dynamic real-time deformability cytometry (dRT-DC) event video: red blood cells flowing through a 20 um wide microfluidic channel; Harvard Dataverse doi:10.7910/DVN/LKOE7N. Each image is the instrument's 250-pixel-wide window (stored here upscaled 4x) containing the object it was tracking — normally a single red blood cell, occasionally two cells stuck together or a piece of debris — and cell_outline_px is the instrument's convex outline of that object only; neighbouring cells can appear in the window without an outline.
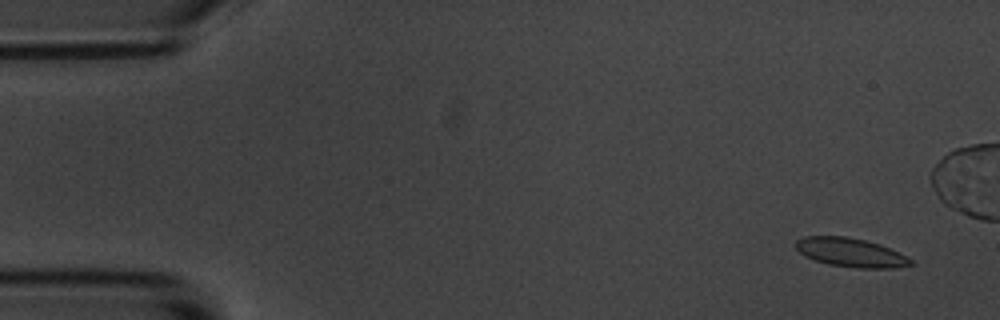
{"species": "common noctule bat (a hibernating species)", "species_latin": "Nyctalus noctula", "temperature_condition": "room temperature", "stored_images_in_passage": 10, "camera_frame_rate_fps": 3000, "um_per_image_px": 0.085, "animal": {"sex": "male", "body_mass_g": 20.1, "forearm_length_mm": 53.5}, "frame": {"image": 1, "passage_image": 1, "time_ms": 0.0, "image_size_px": [1000, 320], "cell_outline_px": [[916, 264], [892, 268], [860, 268], [828, 264], [804, 256], [796, 248], [796, 240], [804, 236], [844, 236], [864, 240], [880, 244], [912, 260]], "centroid_in_image_um": [72.29, 21.46], "position_along_channel_um": 12.7, "area_um2": 19.07}}
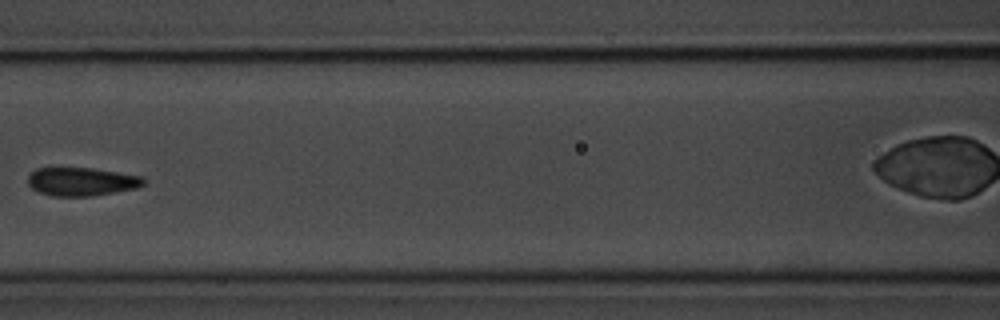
{"frame": {"image": 2, "passage_image": 7, "time_ms": 7.333, "image_size_px": [1000, 320], "cell_outline_px": [[144, 184], [136, 188], [92, 196], [52, 196], [40, 192], [32, 188], [28, 184], [28, 176], [36, 168], [92, 168], [140, 176], [144, 180]], "centroid_in_image_um": [6.9, 15.44], "position_along_channel_um": 159.7, "area_um2": 18.9}}
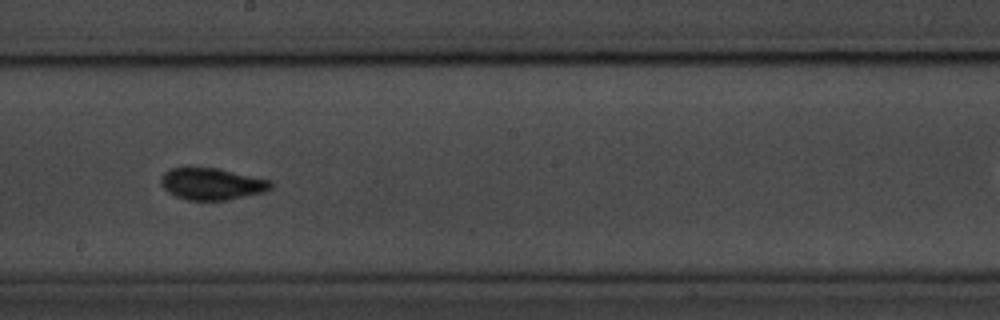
{"frame": {"image": 3, "passage_image": 9, "time_ms": 9.333, "image_size_px": [1000, 320], "cell_outline_px": [[272, 188], [264, 192], [228, 200], [188, 200], [176, 196], [168, 192], [164, 188], [160, 180], [160, 176], [164, 172], [172, 168], [184, 164], [216, 168], [272, 180]], "centroid_in_image_um": [17.96, 15.59], "position_along_channel_um": 230.2, "area_um2": 20.92}}